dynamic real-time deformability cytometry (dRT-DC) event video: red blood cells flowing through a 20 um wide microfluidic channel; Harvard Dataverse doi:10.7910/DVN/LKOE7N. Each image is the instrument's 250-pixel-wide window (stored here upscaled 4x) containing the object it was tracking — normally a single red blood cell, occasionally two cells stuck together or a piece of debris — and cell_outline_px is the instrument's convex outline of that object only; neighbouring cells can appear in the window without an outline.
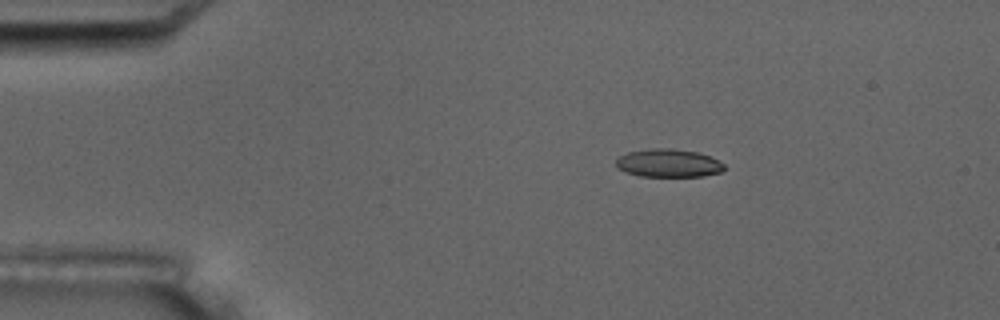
{"species": "common noctule bat (a hibernating species)", "species_latin": "Nyctalus noctula", "temperature_condition": "room temperature", "stored_images_in_passage": 5, "camera_frame_rate_fps": 3000, "um_per_image_px": 0.085, "animal": {"sex": "male", "body_mass_g": 17.5, "forearm_length_mm": 52.3}, "frame": {"image": 1, "passage_image": 3, "time_ms": 3.333, "image_size_px": [1000, 320], "cell_outline_px": [[724, 168], [720, 172], [700, 176], [640, 176], [616, 168], [616, 160], [620, 156], [628, 152], [652, 148], [672, 148], [696, 152], [708, 156], [724, 164]], "centroid_in_image_um": [56.78, 13.86], "position_along_channel_um": 28.2, "area_um2": 17.46}}